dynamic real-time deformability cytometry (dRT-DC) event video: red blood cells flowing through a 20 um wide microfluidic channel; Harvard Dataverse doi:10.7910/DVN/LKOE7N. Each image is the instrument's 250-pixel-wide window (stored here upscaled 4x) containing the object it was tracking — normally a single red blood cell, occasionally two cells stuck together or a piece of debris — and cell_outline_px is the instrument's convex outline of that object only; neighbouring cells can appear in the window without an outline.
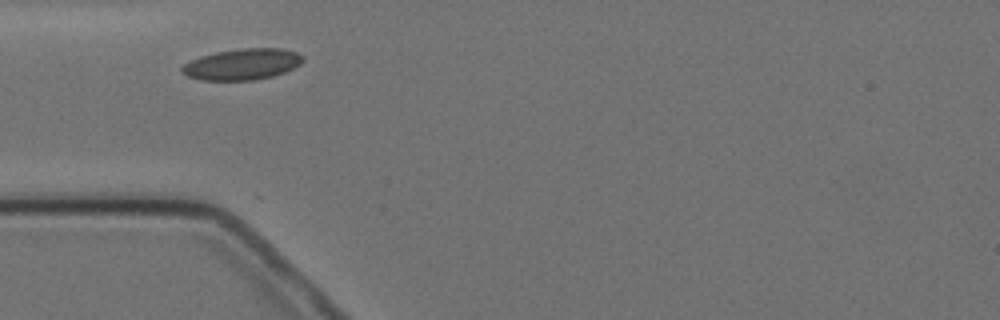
{"species": "Egyptian fruit bat (a non-hibernating species)", "species_latin": "Rousettus aegyptiacus", "temperature_condition": "cold", "stored_images_in_passage": 2, "camera_frame_rate_fps": 3000, "um_per_image_px": 0.085, "animal": {"sex": "female"}, "frame": {"image": 1, "passage_image": 1, "time_ms": 0.0, "image_size_px": [1000, 320], "cell_outline_px": [[304, 60], [300, 64], [284, 72], [272, 76], [252, 80], [200, 80], [188, 76], [180, 72], [180, 68], [188, 60], [200, 56], [216, 52], [240, 48], [280, 48], [296, 52], [304, 56]], "centroid_in_image_um": [20.55, 5.45], "position_along_channel_um": 64.4, "area_um2": 22.02}}
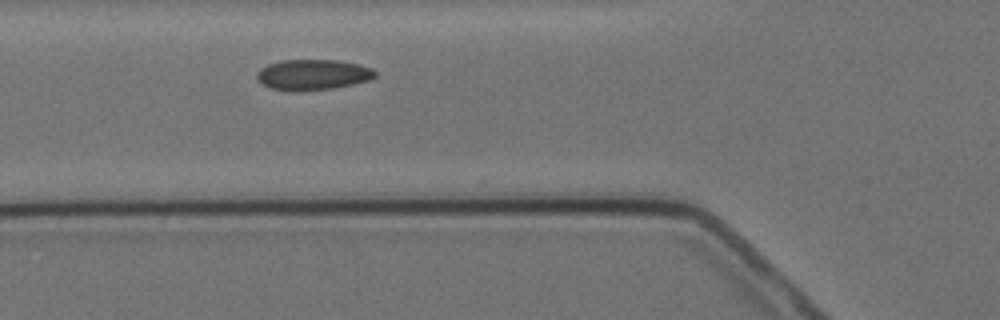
{"frame": {"image": 2, "passage_image": 2, "time_ms": 1.0, "image_size_px": [1000, 320], "cell_outline_px": [[376, 76], [368, 80], [352, 84], [332, 88], [300, 92], [296, 92], [272, 88], [264, 84], [256, 76], [256, 72], [260, 68], [268, 64], [280, 60], [336, 60], [356, 64], [372, 68], [376, 72]], "centroid_in_image_um": [26.57, 6.35], "position_along_channel_um": 99.2, "area_um2": 20.98}}